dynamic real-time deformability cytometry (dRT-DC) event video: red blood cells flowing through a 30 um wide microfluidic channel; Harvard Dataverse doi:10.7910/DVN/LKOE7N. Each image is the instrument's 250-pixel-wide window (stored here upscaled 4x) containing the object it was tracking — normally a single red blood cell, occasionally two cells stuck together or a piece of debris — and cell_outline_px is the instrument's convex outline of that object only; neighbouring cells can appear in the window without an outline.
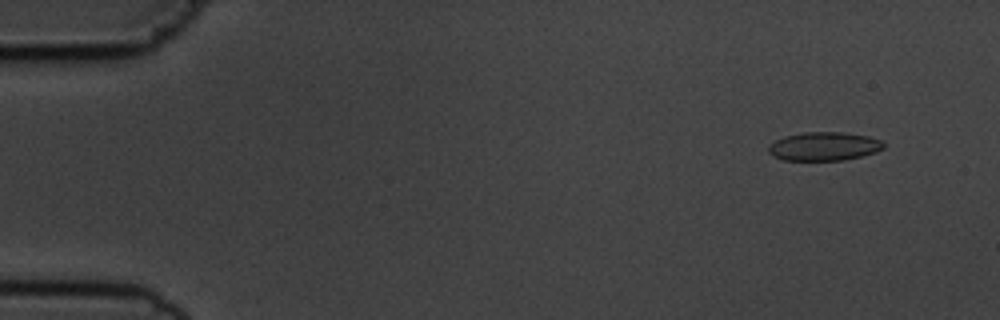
{"species": "common noctule bat (a hibernating species)", "species_latin": "Nyctalus noctula", "temperature_condition": "cold", "stored_images_in_passage": 6, "camera_frame_rate_fps": 3000, "um_per_image_px": 0.085, "animal": {"sex": "male", "body_mass_g": 19.5, "forearm_length_mm": 54.6}, "frame": {"image": 1, "passage_image": 2, "time_ms": 1.0, "image_size_px": [1000, 320], "cell_outline_px": [[884, 148], [876, 152], [844, 160], [784, 160], [772, 156], [768, 152], [768, 148], [776, 140], [784, 136], [804, 132], [840, 132], [868, 136], [880, 140], [884, 144]], "centroid_in_image_um": [70.03, 12.44], "position_along_channel_um": 15.0, "area_um2": 19.07}}
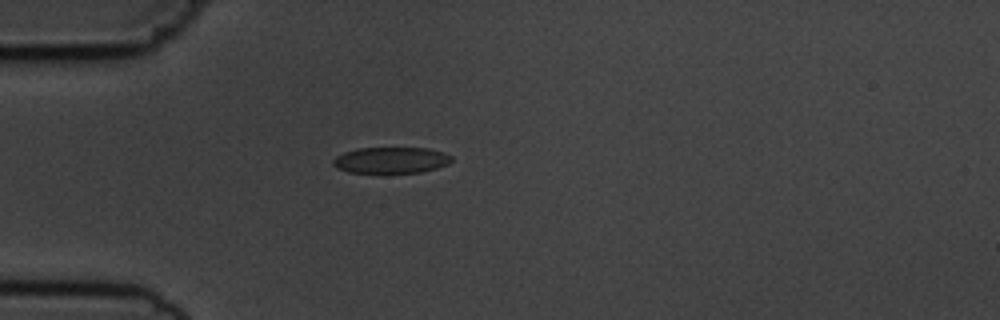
{"frame": {"image": 2, "passage_image": 5, "time_ms": 4.667, "image_size_px": [1000, 320], "cell_outline_px": [[452, 160], [448, 164], [436, 168], [420, 172], [348, 172], [336, 168], [332, 164], [332, 160], [336, 156], [344, 152], [356, 148], [428, 148], [444, 152], [452, 156]], "centroid_in_image_um": [33.22, 13.6], "position_along_channel_um": 51.8, "area_um2": 18.03}}